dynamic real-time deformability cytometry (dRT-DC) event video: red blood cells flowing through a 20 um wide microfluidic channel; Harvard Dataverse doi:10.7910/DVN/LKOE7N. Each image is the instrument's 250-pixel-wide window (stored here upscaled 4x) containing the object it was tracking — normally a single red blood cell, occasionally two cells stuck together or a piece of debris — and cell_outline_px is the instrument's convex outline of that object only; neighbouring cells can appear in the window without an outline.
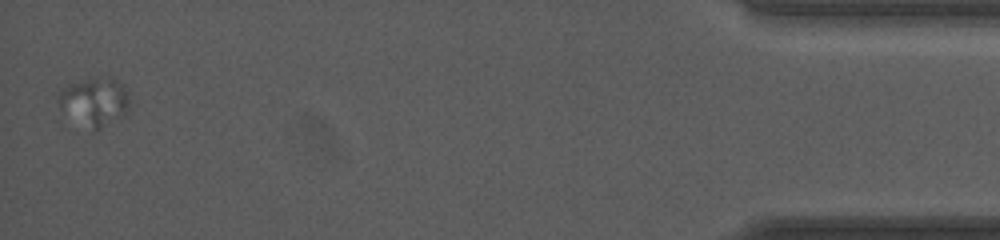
{"species": "human", "species_latin": "Homo sapiens", "temperature_condition": "room temperature", "stored_images_in_passage": 37, "camera_frame_rate_fps": 3000, "um_per_image_px": 0.085, "donor": {"sex": "female"}, "frame": {"image": 1, "passage_image": 37, "time_ms": 12.0, "image_size_px": [1000, 240], "cell_outline_px": [[128, 112], [124, 116], [96, 132], [92, 132], [60, 108], [56, 100], [60, 88], [68, 84], [92, 76], [112, 76], [124, 84], [128, 92]], "centroid_in_image_um": [8.05, 8.61], "position_along_channel_um": 427.2, "area_um2": 20.92}}